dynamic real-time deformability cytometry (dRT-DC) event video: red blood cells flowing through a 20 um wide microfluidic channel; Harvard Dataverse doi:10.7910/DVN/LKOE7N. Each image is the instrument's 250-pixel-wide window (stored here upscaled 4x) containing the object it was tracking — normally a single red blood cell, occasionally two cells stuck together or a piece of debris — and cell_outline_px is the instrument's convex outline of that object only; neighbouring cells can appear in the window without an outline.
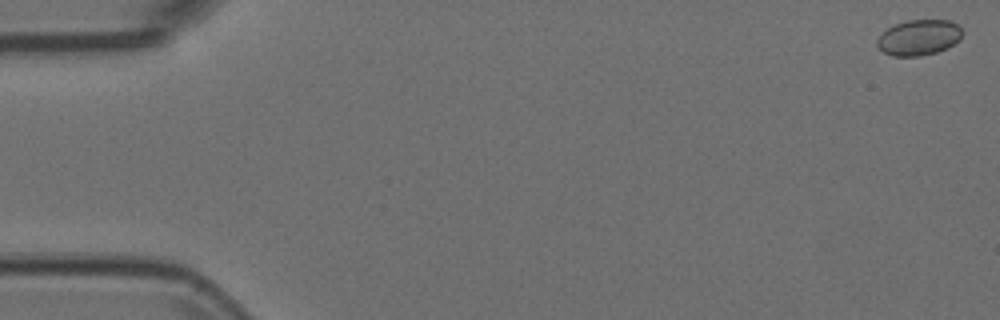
{"species": "Egyptian fruit bat (a non-hibernating species)", "species_latin": "Rousettus aegyptiacus", "temperature_condition": "room temperature", "stored_images_in_passage": 54, "camera_frame_rate_fps": 3000, "um_per_image_px": 0.085, "animal": {"sex": "female"}, "frame": {"image": 1, "passage_image": 2, "time_ms": 0.333, "image_size_px": [1000, 320], "cell_outline_px": [[964, 32], [960, 40], [948, 48], [936, 52], [920, 56], [892, 56], [884, 52], [876, 44], [876, 40], [888, 28], [896, 24], [908, 20], [948, 20], [960, 24]], "centroid_in_image_um": [78.16, 3.18], "position_along_channel_um": 6.8, "area_um2": 17.8}}
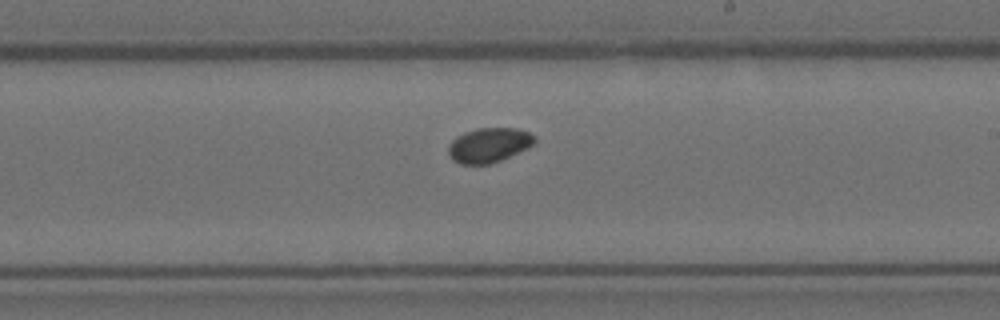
{"frame": {"image": 2, "passage_image": 33, "time_ms": 10.667, "image_size_px": [1000, 320], "cell_outline_px": [[536, 140], [528, 148], [500, 160], [488, 164], [460, 164], [452, 160], [448, 152], [448, 144], [456, 136], [464, 132], [476, 128], [516, 128], [528, 132], [536, 136]], "centroid_in_image_um": [41.53, 12.32], "position_along_channel_um": 247.5, "area_um2": 17.46}}
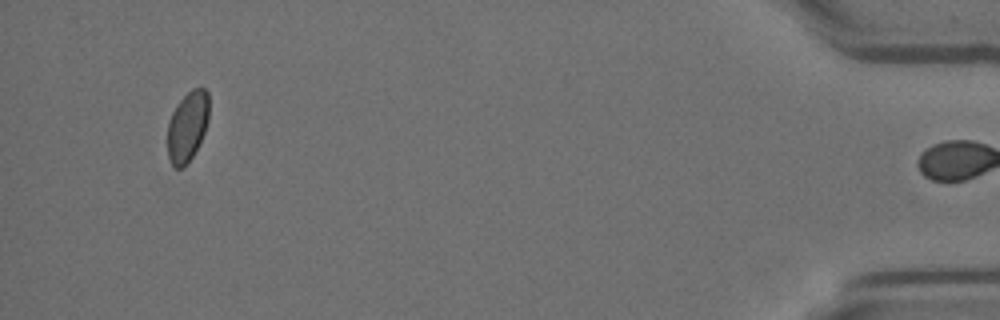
{"frame": {"image": 3, "passage_image": 53, "time_ms": 17.333, "image_size_px": [1000, 320], "cell_outline_px": [[208, 120], [204, 132], [192, 156], [180, 168], [176, 168], [172, 164], [168, 156], [168, 120], [176, 104], [192, 88], [204, 88], [208, 92]], "centroid_in_image_um": [15.92, 10.7], "position_along_channel_um": 419.3, "area_um2": 16.65}}